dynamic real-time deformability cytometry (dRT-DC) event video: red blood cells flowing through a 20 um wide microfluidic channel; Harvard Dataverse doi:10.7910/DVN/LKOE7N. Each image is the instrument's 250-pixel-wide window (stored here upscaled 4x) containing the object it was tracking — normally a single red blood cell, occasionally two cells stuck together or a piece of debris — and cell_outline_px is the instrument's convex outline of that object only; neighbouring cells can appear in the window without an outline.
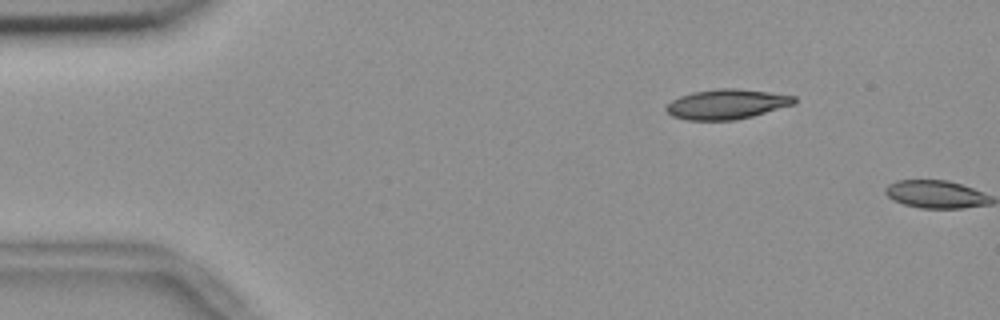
{"species": "common noctule bat (a hibernating species)", "species_latin": "Nyctalus noctula", "temperature_condition": "room temperature", "stored_images_in_passage": 3, "camera_frame_rate_fps": 3000, "um_per_image_px": 0.085, "animal": {"sex": "female", "body_mass_g": 18.4}, "frame": {"image": 1, "passage_image": 2, "time_ms": 0.333, "image_size_px": [1000, 320], "cell_outline_px": [[796, 104], [752, 116], [736, 120], [688, 120], [672, 116], [664, 108], [672, 100], [680, 96], [692, 92], [716, 88], [736, 88], [768, 92], [796, 96]], "centroid_in_image_um": [61.78, 8.85], "position_along_channel_um": 23.2, "area_um2": 22.37}}